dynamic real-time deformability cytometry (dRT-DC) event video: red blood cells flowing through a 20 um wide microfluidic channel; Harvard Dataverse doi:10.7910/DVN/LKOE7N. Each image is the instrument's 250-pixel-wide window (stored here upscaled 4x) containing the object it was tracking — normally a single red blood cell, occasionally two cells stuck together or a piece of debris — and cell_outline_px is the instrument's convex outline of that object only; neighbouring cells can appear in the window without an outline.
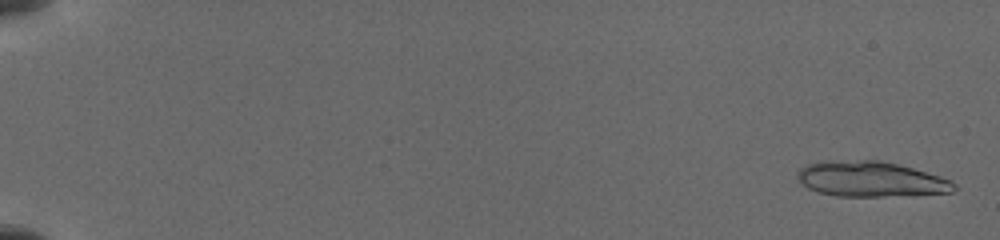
{"species": "common noctule bat (a hibernating species)", "species_latin": "Nyctalus noctula", "temperature_condition": "cold", "stored_images_in_passage": 26, "camera_frame_rate_fps": 3000, "um_per_image_px": 0.085, "animal": {"sex": "female", "body_mass_g": 19.5, "forearm_length_mm": 54.1}, "frame": {"image": 1, "passage_image": 4, "time_ms": 0.333, "image_size_px": [1000, 240], "cell_outline_px": [[956, 188], [952, 192], [884, 196], [836, 196], [816, 192], [808, 188], [800, 180], [796, 172], [800, 168], [808, 164], [824, 160], [880, 160], [912, 168], [940, 176], [952, 180], [956, 184]], "centroid_in_image_um": [73.99, 15.22], "position_along_channel_um": 11.0, "area_um2": 32.14}}